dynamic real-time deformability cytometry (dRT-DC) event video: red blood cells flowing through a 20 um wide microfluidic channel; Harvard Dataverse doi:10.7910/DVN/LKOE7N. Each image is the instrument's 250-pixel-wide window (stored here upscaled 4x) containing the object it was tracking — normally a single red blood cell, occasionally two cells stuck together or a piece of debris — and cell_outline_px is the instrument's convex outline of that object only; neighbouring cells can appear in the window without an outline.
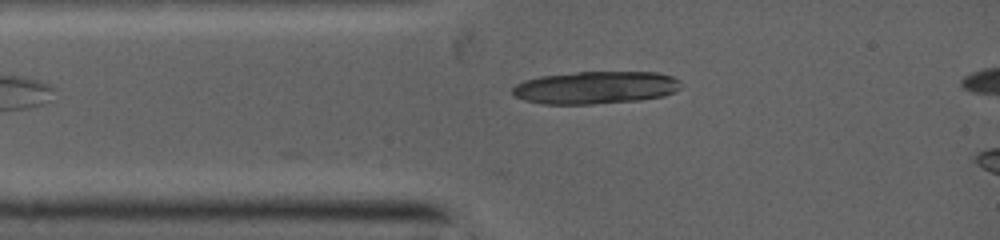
{"species": "common noctule bat (a hibernating species)", "species_latin": "Nyctalus noctula", "temperature_condition": "warm", "stored_images_in_passage": 7, "camera_frame_rate_fps": 5000, "um_per_image_px": 0.085, "animal": {"sex": "female", "body_mass_g": 19.0, "forearm_length_mm": 53.3}, "frame": {"image": 1, "passage_image": 7, "time_ms": 3.0, "image_size_px": [1000, 240], "cell_outline_px": [[684, 84], [680, 88], [664, 96], [640, 100], [592, 104], [544, 104], [524, 100], [516, 96], [512, 92], [512, 88], [516, 84], [524, 80], [540, 76], [580, 72], [656, 72], [672, 76], [680, 80]], "centroid_in_image_um": [50.65, 7.44], "position_along_channel_um": 34.4, "area_um2": 32.08}}